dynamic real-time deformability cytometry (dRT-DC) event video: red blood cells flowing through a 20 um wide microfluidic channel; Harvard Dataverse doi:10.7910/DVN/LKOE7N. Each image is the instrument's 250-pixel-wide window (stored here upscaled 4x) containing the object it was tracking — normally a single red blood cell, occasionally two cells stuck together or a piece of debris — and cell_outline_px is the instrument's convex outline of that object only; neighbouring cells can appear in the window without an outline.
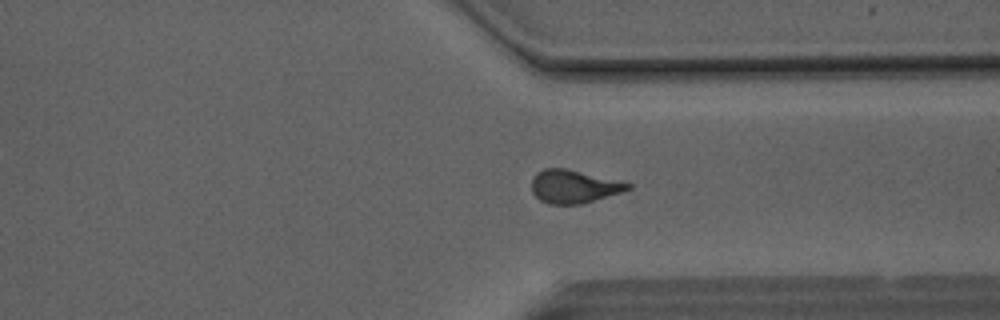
{"species": "Egyptian fruit bat (a non-hibernating species)", "species_latin": "Rousettus aegyptiacus", "temperature_condition": "room temperature", "stored_images_in_passage": 50, "camera_frame_rate_fps": 3000, "um_per_image_px": 0.085, "animal": {"sex": "male"}, "frame": {"image": 1, "passage_image": 38, "time_ms": 12.333, "image_size_px": [1000, 320], "cell_outline_px": [[632, 188], [620, 192], [580, 204], [548, 204], [540, 200], [532, 192], [532, 180], [536, 172], [544, 168], [568, 168], [632, 184]], "centroid_in_image_um": [48.73, 15.84], "position_along_channel_um": 362.7, "area_um2": 18.44}}
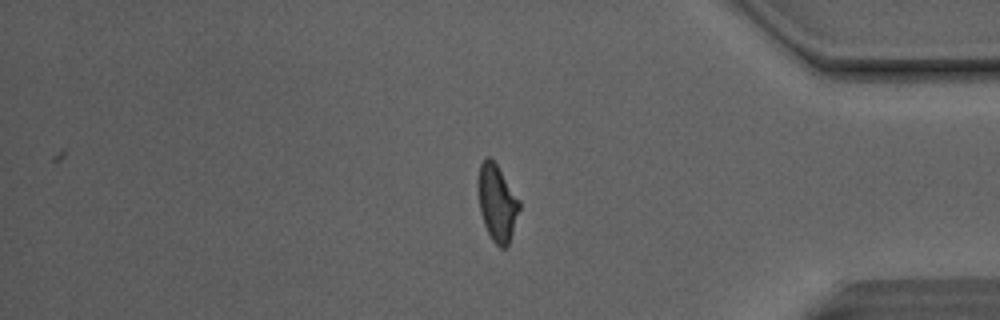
{"frame": {"image": 2, "passage_image": 42, "time_ms": 13.667, "image_size_px": [1000, 320], "cell_outline_px": [[520, 208], [508, 244], [504, 248], [500, 248], [492, 240], [484, 224], [480, 212], [476, 188], [480, 164], [488, 156], [496, 164], [520, 200]], "centroid_in_image_um": [42.22, 17.23], "position_along_channel_um": 393.0, "area_um2": 18.32}}
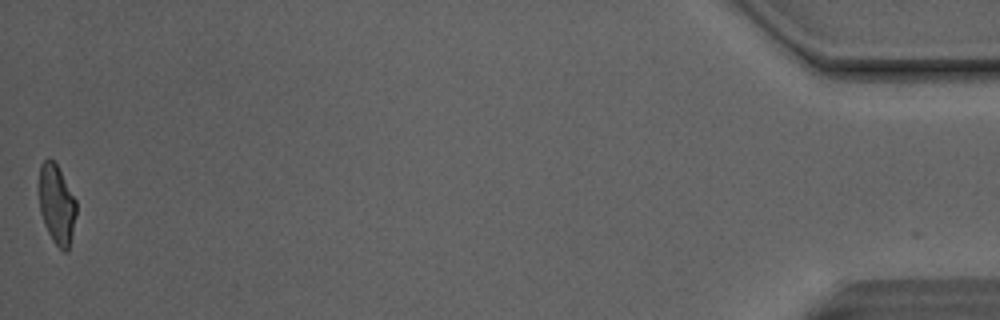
{"frame": {"image": 3, "passage_image": 50, "time_ms": 16.333, "image_size_px": [1000, 320], "cell_outline_px": [[76, 216], [68, 252], [64, 252], [52, 240], [44, 224], [40, 212], [40, 164], [48, 156], [56, 164], [76, 200]], "centroid_in_image_um": [4.83, 17.39], "position_along_channel_um": 430.4, "area_um2": 17.05}, "authors_computed_cell_mechanics": {"area_um2": 18.9006, "velocity_mm_per_s": 4.1401, "shape_relaxation_time_tau1_ms": 9.9858, "shape_relaxation_time_tau2_ms": 1.2664, "deformation_change_tau1": 0.2723, "deformation_change_tau2": 0.1024}}